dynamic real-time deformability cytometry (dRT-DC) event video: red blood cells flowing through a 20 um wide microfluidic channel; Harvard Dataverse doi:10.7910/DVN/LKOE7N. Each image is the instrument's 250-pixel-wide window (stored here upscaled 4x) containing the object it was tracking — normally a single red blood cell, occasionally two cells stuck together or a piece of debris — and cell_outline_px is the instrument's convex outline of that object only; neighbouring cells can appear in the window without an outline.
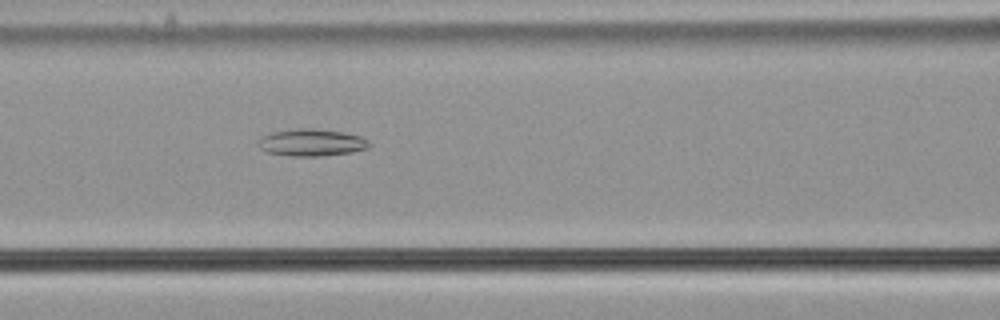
{"species": "common noctule bat (a hibernating species)", "species_latin": "Nyctalus noctula", "temperature_condition": "cold", "stored_images_in_passage": 46, "camera_frame_rate_fps": 3000, "um_per_image_px": 0.085, "animal": {"sex": "male", "body_mass_g": 21.5, "forearm_length_mm": 52.0}, "frame": {"image": 1, "passage_image": 14, "time_ms": 4.333, "image_size_px": [1000, 320], "cell_outline_px": [[372, 144], [368, 148], [352, 152], [320, 156], [292, 156], [268, 152], [260, 148], [260, 136], [272, 132], [296, 128], [312, 128], [340, 132], [360, 136], [368, 140]], "centroid_in_image_um": [26.5, 12.11], "position_along_channel_um": 140.1, "area_um2": 17.4}}
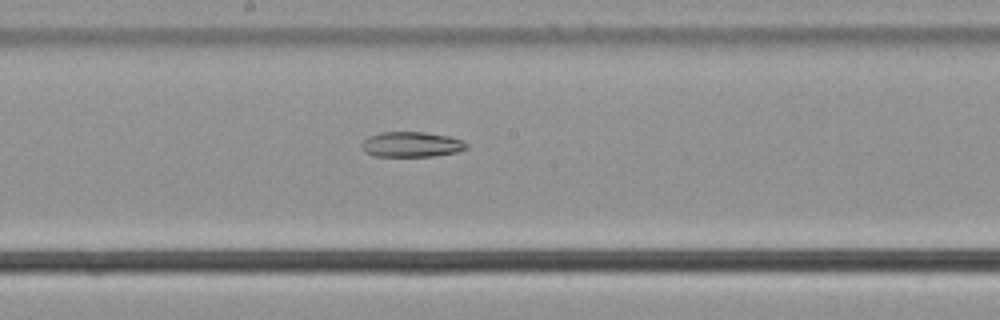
{"frame": {"image": 2, "passage_image": 20, "time_ms": 6.333, "image_size_px": [1000, 320], "cell_outline_px": [[468, 148], [456, 152], [432, 156], [372, 156], [364, 152], [360, 144], [368, 136], [380, 132], [424, 132], [448, 136], [460, 140], [468, 144]], "centroid_in_image_um": [34.93, 12.28], "position_along_channel_um": 213.3, "area_um2": 15.43}}
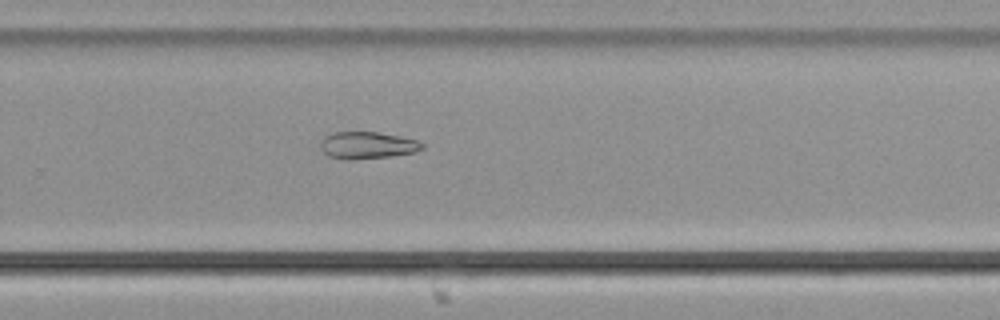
{"frame": {"image": 3, "passage_image": 27, "time_ms": 8.667, "image_size_px": [1000, 320], "cell_outline_px": [[424, 148], [416, 152], [388, 156], [348, 160], [328, 156], [320, 148], [320, 144], [324, 136], [332, 132], [380, 132], [400, 136], [416, 140], [424, 144]], "centroid_in_image_um": [31.21, 12.34], "position_along_channel_um": 298.6, "area_um2": 16.01}}